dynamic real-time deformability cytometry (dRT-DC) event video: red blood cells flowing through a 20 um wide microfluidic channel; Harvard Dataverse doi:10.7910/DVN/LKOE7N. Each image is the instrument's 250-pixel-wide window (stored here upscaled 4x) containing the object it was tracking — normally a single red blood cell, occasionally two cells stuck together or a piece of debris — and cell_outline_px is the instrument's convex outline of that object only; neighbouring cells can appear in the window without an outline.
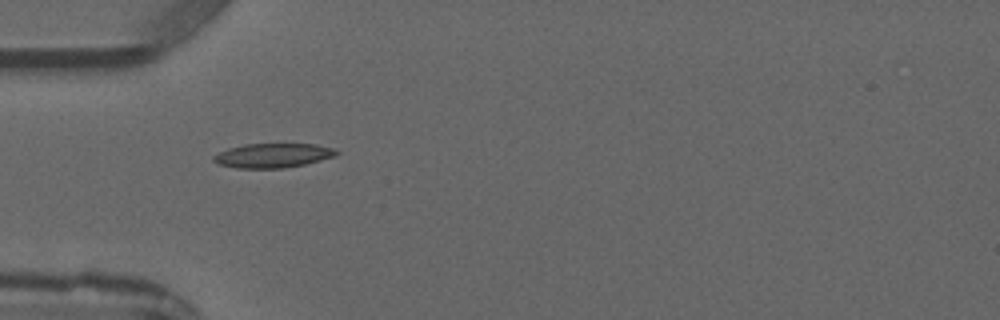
{"species": "common noctule bat (a hibernating species)", "species_latin": "Nyctalus noctula", "temperature_condition": "warm", "stored_images_in_passage": 1, "camera_frame_rate_fps": 3000, "um_per_image_px": 0.085, "animal": {"sex": "male", "forearm_length_mm": 52.5}, "frame": {"image": 1, "passage_image": 1, "time_ms": 0.0, "image_size_px": [1000, 320], "cell_outline_px": [[340, 152], [336, 156], [304, 164], [284, 168], [236, 168], [216, 164], [212, 160], [212, 156], [228, 148], [244, 144], [316, 144], [336, 148]], "centroid_in_image_um": [23.2, 13.21], "position_along_channel_um": 61.8, "area_um2": 17.57}}